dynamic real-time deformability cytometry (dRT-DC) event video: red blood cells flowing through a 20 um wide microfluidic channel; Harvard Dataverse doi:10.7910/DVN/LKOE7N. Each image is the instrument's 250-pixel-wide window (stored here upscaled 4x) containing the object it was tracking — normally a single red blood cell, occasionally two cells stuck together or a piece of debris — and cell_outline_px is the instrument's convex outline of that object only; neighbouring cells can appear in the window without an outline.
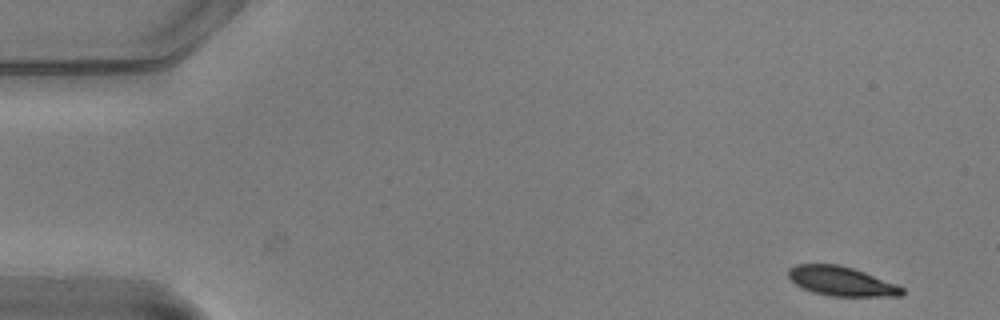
{"species": "common noctule bat (a hibernating species)", "species_latin": "Nyctalus noctula", "temperature_condition": "warm", "stored_images_in_passage": 6, "camera_frame_rate_fps": 3000, "um_per_image_px": 0.085, "animal": {"sex": "male", "body_mass_g": 20.5, "forearm_length_mm": 52.5}, "frame": {"image": 1, "passage_image": 1, "time_ms": 0.0, "image_size_px": [1000, 320], "cell_outline_px": [[904, 292], [900, 296], [828, 296], [812, 292], [796, 284], [788, 276], [788, 268], [796, 264], [840, 264], [864, 272], [896, 284], [904, 288]], "centroid_in_image_um": [71.5, 23.9], "position_along_channel_um": 13.5, "area_um2": 19.36}}